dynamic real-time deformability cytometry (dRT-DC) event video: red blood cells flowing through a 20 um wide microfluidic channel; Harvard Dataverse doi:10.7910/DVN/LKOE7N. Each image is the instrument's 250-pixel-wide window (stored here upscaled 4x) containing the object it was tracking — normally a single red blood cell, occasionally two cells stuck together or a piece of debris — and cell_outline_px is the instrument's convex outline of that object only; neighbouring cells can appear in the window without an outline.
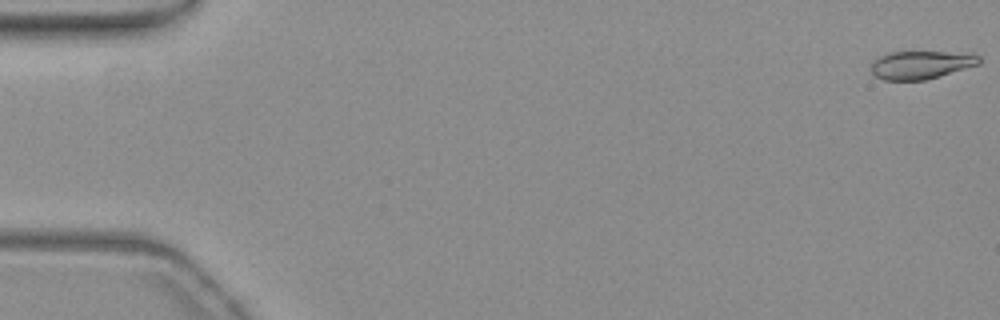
{"species": "common noctule bat (a hibernating species)", "species_latin": "Nyctalus noctula", "temperature_condition": "warm", "stored_images_in_passage": 55, "camera_frame_rate_fps": 3000, "um_per_image_px": 0.085, "animal": {"sex": "female", "body_mass_g": 19.3, "forearm_length_mm": 54.1}, "frame": {"image": 1, "passage_image": 1, "time_ms": 0.0, "image_size_px": [1000, 320], "cell_outline_px": [[980, 64], [924, 80], [884, 80], [876, 76], [872, 72], [872, 64], [880, 56], [888, 52], [944, 52], [980, 56]], "centroid_in_image_um": [78.25, 5.52], "position_along_channel_um": 6.8, "area_um2": 17.22}}
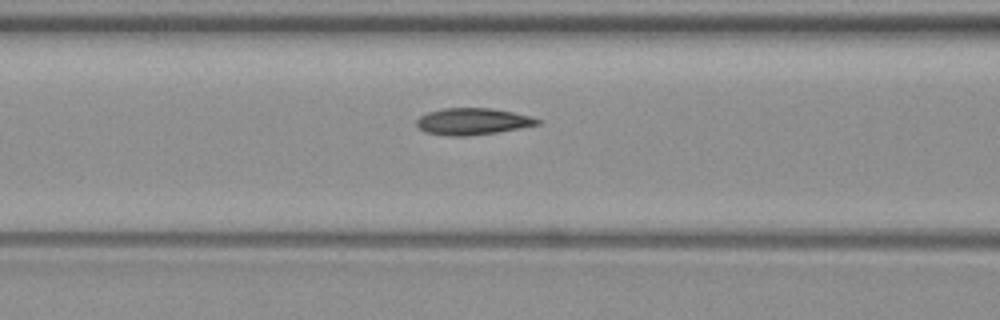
{"frame": {"image": 2, "passage_image": 23, "time_ms": 7.333, "image_size_px": [1000, 320], "cell_outline_px": [[540, 124], [520, 128], [496, 132], [468, 136], [448, 136], [428, 132], [420, 128], [416, 124], [416, 120], [420, 116], [428, 112], [444, 108], [492, 108], [532, 116], [540, 120]], "centroid_in_image_um": [40.19, 10.32], "position_along_channel_um": 126.4, "area_um2": 18.67}}
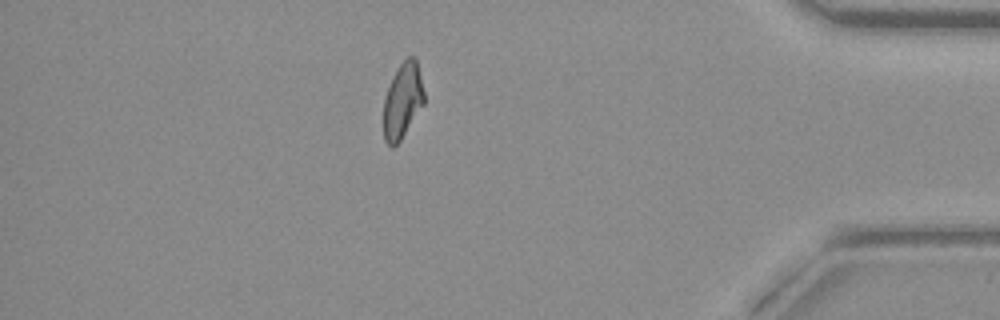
{"frame": {"image": 3, "passage_image": 48, "time_ms": 15.667, "image_size_px": [1000, 320], "cell_outline_px": [[424, 104], [400, 140], [392, 148], [384, 140], [384, 96], [392, 76], [400, 64], [408, 56], [416, 56], [424, 92]], "centroid_in_image_um": [34.22, 8.53], "position_along_channel_um": 401.0, "area_um2": 17.8}, "authors_computed_cell_mechanics": {"area_um2": 18.6694, "velocity_mm_per_s": 3.7832, "shape_relaxation_time_tau1_ms": 7.9427, "shape_relaxation_time_tau2_ms": 1.5592, "deformation_change_tau1": 0.1855, "deformation_change_tau2": 0.0811}}